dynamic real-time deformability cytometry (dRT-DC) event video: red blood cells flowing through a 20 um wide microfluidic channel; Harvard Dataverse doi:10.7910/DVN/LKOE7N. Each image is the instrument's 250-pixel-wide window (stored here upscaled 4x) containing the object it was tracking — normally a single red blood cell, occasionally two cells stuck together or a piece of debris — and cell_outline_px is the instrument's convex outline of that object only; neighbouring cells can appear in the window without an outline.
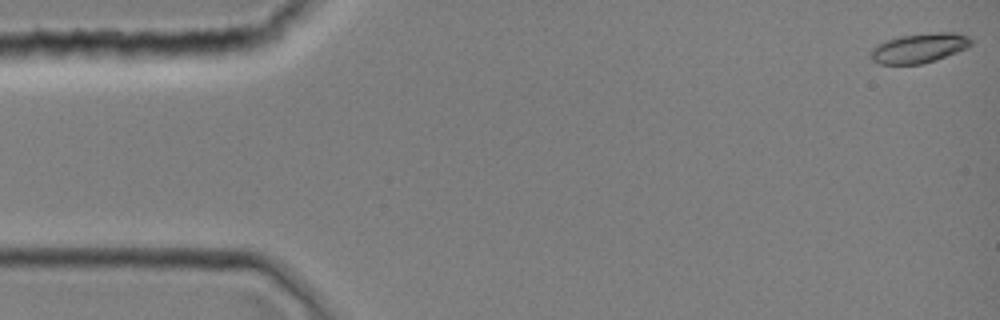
{"species": "common noctule bat (a hibernating species)", "species_latin": "Nyctalus noctula", "temperature_condition": "room temperature", "stored_images_in_passage": 7, "camera_frame_rate_fps": 3000, "um_per_image_px": 0.085, "animal": {"sex": "female", "body_mass_g": 19.0, "forearm_length_mm": 51.5}, "frame": {"image": 1, "passage_image": 1, "time_ms": 0.0, "image_size_px": [1000, 320], "cell_outline_px": [[972, 44], [968, 48], [936, 60], [920, 64], [880, 64], [872, 60], [868, 56], [868, 52], [876, 44], [900, 36], [936, 32], [956, 32], [968, 36], [972, 40]], "centroid_in_image_um": [78.12, 4.08], "position_along_channel_um": 6.9, "area_um2": 17.51}}